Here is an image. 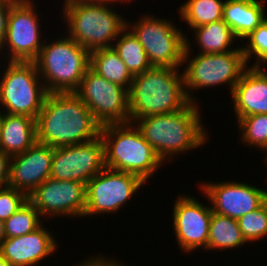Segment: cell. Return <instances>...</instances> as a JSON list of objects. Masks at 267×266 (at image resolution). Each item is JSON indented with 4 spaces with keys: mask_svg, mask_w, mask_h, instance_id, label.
Instances as JSON below:
<instances>
[{
    "mask_svg": "<svg viewBox=\"0 0 267 266\" xmlns=\"http://www.w3.org/2000/svg\"><path fill=\"white\" fill-rule=\"evenodd\" d=\"M102 125L74 93H47L36 118L37 142L56 148L100 137Z\"/></svg>",
    "mask_w": 267,
    "mask_h": 266,
    "instance_id": "1",
    "label": "cell"
},
{
    "mask_svg": "<svg viewBox=\"0 0 267 266\" xmlns=\"http://www.w3.org/2000/svg\"><path fill=\"white\" fill-rule=\"evenodd\" d=\"M196 104L190 102L181 110L130 119V122L152 146L157 156L169 162L172 156L202 147L209 139Z\"/></svg>",
    "mask_w": 267,
    "mask_h": 266,
    "instance_id": "2",
    "label": "cell"
},
{
    "mask_svg": "<svg viewBox=\"0 0 267 266\" xmlns=\"http://www.w3.org/2000/svg\"><path fill=\"white\" fill-rule=\"evenodd\" d=\"M179 68L151 67L134 75L128 91L130 119L168 114L185 108L190 100Z\"/></svg>",
    "mask_w": 267,
    "mask_h": 266,
    "instance_id": "3",
    "label": "cell"
},
{
    "mask_svg": "<svg viewBox=\"0 0 267 266\" xmlns=\"http://www.w3.org/2000/svg\"><path fill=\"white\" fill-rule=\"evenodd\" d=\"M63 3L61 12L68 24V36L89 52L112 47L128 22L104 0H69Z\"/></svg>",
    "mask_w": 267,
    "mask_h": 266,
    "instance_id": "4",
    "label": "cell"
},
{
    "mask_svg": "<svg viewBox=\"0 0 267 266\" xmlns=\"http://www.w3.org/2000/svg\"><path fill=\"white\" fill-rule=\"evenodd\" d=\"M100 137L106 168L137 175L146 183L165 163L132 122L103 125Z\"/></svg>",
    "mask_w": 267,
    "mask_h": 266,
    "instance_id": "5",
    "label": "cell"
},
{
    "mask_svg": "<svg viewBox=\"0 0 267 266\" xmlns=\"http://www.w3.org/2000/svg\"><path fill=\"white\" fill-rule=\"evenodd\" d=\"M47 93L75 92L90 66V52L69 36L44 42L33 61Z\"/></svg>",
    "mask_w": 267,
    "mask_h": 266,
    "instance_id": "6",
    "label": "cell"
},
{
    "mask_svg": "<svg viewBox=\"0 0 267 266\" xmlns=\"http://www.w3.org/2000/svg\"><path fill=\"white\" fill-rule=\"evenodd\" d=\"M186 38V48L183 56V65L188 63L183 70L184 87L190 102L196 103V98L191 93L193 90L228 84L230 94L235 85L240 81L244 72L248 69V62L240 49L218 54L198 53L190 58L191 45ZM189 89V90H188ZM191 91V92H190Z\"/></svg>",
    "mask_w": 267,
    "mask_h": 266,
    "instance_id": "7",
    "label": "cell"
},
{
    "mask_svg": "<svg viewBox=\"0 0 267 266\" xmlns=\"http://www.w3.org/2000/svg\"><path fill=\"white\" fill-rule=\"evenodd\" d=\"M0 79V106L9 114L36 120L47 91L34 62L7 61ZM7 110V111H6Z\"/></svg>",
    "mask_w": 267,
    "mask_h": 266,
    "instance_id": "8",
    "label": "cell"
},
{
    "mask_svg": "<svg viewBox=\"0 0 267 266\" xmlns=\"http://www.w3.org/2000/svg\"><path fill=\"white\" fill-rule=\"evenodd\" d=\"M155 17L144 15L138 22H128L126 26L138 38L152 67L183 66L186 35L181 28L172 24L171 19L168 21Z\"/></svg>",
    "mask_w": 267,
    "mask_h": 266,
    "instance_id": "9",
    "label": "cell"
},
{
    "mask_svg": "<svg viewBox=\"0 0 267 266\" xmlns=\"http://www.w3.org/2000/svg\"><path fill=\"white\" fill-rule=\"evenodd\" d=\"M74 93L102 126L130 122L128 90L106 80L90 68Z\"/></svg>",
    "mask_w": 267,
    "mask_h": 266,
    "instance_id": "10",
    "label": "cell"
},
{
    "mask_svg": "<svg viewBox=\"0 0 267 266\" xmlns=\"http://www.w3.org/2000/svg\"><path fill=\"white\" fill-rule=\"evenodd\" d=\"M32 0L15 1L9 9L7 30L0 51L7 49L9 61L33 62L44 41L40 40L39 17ZM36 12V13H35Z\"/></svg>",
    "mask_w": 267,
    "mask_h": 266,
    "instance_id": "11",
    "label": "cell"
},
{
    "mask_svg": "<svg viewBox=\"0 0 267 266\" xmlns=\"http://www.w3.org/2000/svg\"><path fill=\"white\" fill-rule=\"evenodd\" d=\"M144 183L137 175L105 167L86 184L84 217L115 214Z\"/></svg>",
    "mask_w": 267,
    "mask_h": 266,
    "instance_id": "12",
    "label": "cell"
},
{
    "mask_svg": "<svg viewBox=\"0 0 267 266\" xmlns=\"http://www.w3.org/2000/svg\"><path fill=\"white\" fill-rule=\"evenodd\" d=\"M105 168L101 137L83 144L53 148L50 177L84 184Z\"/></svg>",
    "mask_w": 267,
    "mask_h": 266,
    "instance_id": "13",
    "label": "cell"
},
{
    "mask_svg": "<svg viewBox=\"0 0 267 266\" xmlns=\"http://www.w3.org/2000/svg\"><path fill=\"white\" fill-rule=\"evenodd\" d=\"M28 200L43 217L67 215L81 218L86 209V184L49 177L29 195Z\"/></svg>",
    "mask_w": 267,
    "mask_h": 266,
    "instance_id": "14",
    "label": "cell"
},
{
    "mask_svg": "<svg viewBox=\"0 0 267 266\" xmlns=\"http://www.w3.org/2000/svg\"><path fill=\"white\" fill-rule=\"evenodd\" d=\"M199 186L210 201L212 212L237 220L267 200L266 190L238 181H208Z\"/></svg>",
    "mask_w": 267,
    "mask_h": 266,
    "instance_id": "15",
    "label": "cell"
},
{
    "mask_svg": "<svg viewBox=\"0 0 267 266\" xmlns=\"http://www.w3.org/2000/svg\"><path fill=\"white\" fill-rule=\"evenodd\" d=\"M211 206H206L196 198L178 196L173 206V228L180 250L192 252L198 248L207 249Z\"/></svg>",
    "mask_w": 267,
    "mask_h": 266,
    "instance_id": "16",
    "label": "cell"
},
{
    "mask_svg": "<svg viewBox=\"0 0 267 266\" xmlns=\"http://www.w3.org/2000/svg\"><path fill=\"white\" fill-rule=\"evenodd\" d=\"M53 147L36 142L23 153L11 156L8 186L28 197L50 177Z\"/></svg>",
    "mask_w": 267,
    "mask_h": 266,
    "instance_id": "17",
    "label": "cell"
},
{
    "mask_svg": "<svg viewBox=\"0 0 267 266\" xmlns=\"http://www.w3.org/2000/svg\"><path fill=\"white\" fill-rule=\"evenodd\" d=\"M43 224L26 235L6 238L0 244V256L13 266H37L56 252L55 237Z\"/></svg>",
    "mask_w": 267,
    "mask_h": 266,
    "instance_id": "18",
    "label": "cell"
},
{
    "mask_svg": "<svg viewBox=\"0 0 267 266\" xmlns=\"http://www.w3.org/2000/svg\"><path fill=\"white\" fill-rule=\"evenodd\" d=\"M267 67H253L244 72L231 92L236 119L267 114Z\"/></svg>",
    "mask_w": 267,
    "mask_h": 266,
    "instance_id": "19",
    "label": "cell"
},
{
    "mask_svg": "<svg viewBox=\"0 0 267 266\" xmlns=\"http://www.w3.org/2000/svg\"><path fill=\"white\" fill-rule=\"evenodd\" d=\"M37 142L36 120L4 113L0 134V151L9 156L23 153Z\"/></svg>",
    "mask_w": 267,
    "mask_h": 266,
    "instance_id": "20",
    "label": "cell"
},
{
    "mask_svg": "<svg viewBox=\"0 0 267 266\" xmlns=\"http://www.w3.org/2000/svg\"><path fill=\"white\" fill-rule=\"evenodd\" d=\"M265 0H226L223 7V20L235 36L243 39L265 19Z\"/></svg>",
    "mask_w": 267,
    "mask_h": 266,
    "instance_id": "21",
    "label": "cell"
},
{
    "mask_svg": "<svg viewBox=\"0 0 267 266\" xmlns=\"http://www.w3.org/2000/svg\"><path fill=\"white\" fill-rule=\"evenodd\" d=\"M89 68L106 80L129 91L134 76L113 47L90 52Z\"/></svg>",
    "mask_w": 267,
    "mask_h": 266,
    "instance_id": "22",
    "label": "cell"
},
{
    "mask_svg": "<svg viewBox=\"0 0 267 266\" xmlns=\"http://www.w3.org/2000/svg\"><path fill=\"white\" fill-rule=\"evenodd\" d=\"M193 31L195 42L200 47L199 53L218 54L241 48V46L231 48L235 39L238 38L223 19L195 27Z\"/></svg>",
    "mask_w": 267,
    "mask_h": 266,
    "instance_id": "23",
    "label": "cell"
},
{
    "mask_svg": "<svg viewBox=\"0 0 267 266\" xmlns=\"http://www.w3.org/2000/svg\"><path fill=\"white\" fill-rule=\"evenodd\" d=\"M246 243L237 219L212 213L206 250L238 249Z\"/></svg>",
    "mask_w": 267,
    "mask_h": 266,
    "instance_id": "24",
    "label": "cell"
},
{
    "mask_svg": "<svg viewBox=\"0 0 267 266\" xmlns=\"http://www.w3.org/2000/svg\"><path fill=\"white\" fill-rule=\"evenodd\" d=\"M116 40L112 47L133 76L152 67L143 46L127 26L120 32Z\"/></svg>",
    "mask_w": 267,
    "mask_h": 266,
    "instance_id": "25",
    "label": "cell"
},
{
    "mask_svg": "<svg viewBox=\"0 0 267 266\" xmlns=\"http://www.w3.org/2000/svg\"><path fill=\"white\" fill-rule=\"evenodd\" d=\"M222 0H188L178 8L179 15L191 29L223 19Z\"/></svg>",
    "mask_w": 267,
    "mask_h": 266,
    "instance_id": "26",
    "label": "cell"
},
{
    "mask_svg": "<svg viewBox=\"0 0 267 266\" xmlns=\"http://www.w3.org/2000/svg\"><path fill=\"white\" fill-rule=\"evenodd\" d=\"M40 213L27 200L21 208L4 221L6 238H14L33 232L42 225Z\"/></svg>",
    "mask_w": 267,
    "mask_h": 266,
    "instance_id": "27",
    "label": "cell"
},
{
    "mask_svg": "<svg viewBox=\"0 0 267 266\" xmlns=\"http://www.w3.org/2000/svg\"><path fill=\"white\" fill-rule=\"evenodd\" d=\"M241 140L267 153V114H255L237 119ZM267 158V155H266Z\"/></svg>",
    "mask_w": 267,
    "mask_h": 266,
    "instance_id": "28",
    "label": "cell"
},
{
    "mask_svg": "<svg viewBox=\"0 0 267 266\" xmlns=\"http://www.w3.org/2000/svg\"><path fill=\"white\" fill-rule=\"evenodd\" d=\"M246 242H256L267 236V200L257 209L241 216L238 220Z\"/></svg>",
    "mask_w": 267,
    "mask_h": 266,
    "instance_id": "29",
    "label": "cell"
},
{
    "mask_svg": "<svg viewBox=\"0 0 267 266\" xmlns=\"http://www.w3.org/2000/svg\"><path fill=\"white\" fill-rule=\"evenodd\" d=\"M248 42L242 46L243 53L250 63V59L256 56V61L253 67H265L267 65V19L258 25L248 36L244 38Z\"/></svg>",
    "mask_w": 267,
    "mask_h": 266,
    "instance_id": "30",
    "label": "cell"
},
{
    "mask_svg": "<svg viewBox=\"0 0 267 266\" xmlns=\"http://www.w3.org/2000/svg\"><path fill=\"white\" fill-rule=\"evenodd\" d=\"M28 200L23 192L6 186L0 188V220L5 221Z\"/></svg>",
    "mask_w": 267,
    "mask_h": 266,
    "instance_id": "31",
    "label": "cell"
},
{
    "mask_svg": "<svg viewBox=\"0 0 267 266\" xmlns=\"http://www.w3.org/2000/svg\"><path fill=\"white\" fill-rule=\"evenodd\" d=\"M14 2V0H0V45L5 38L9 9Z\"/></svg>",
    "mask_w": 267,
    "mask_h": 266,
    "instance_id": "32",
    "label": "cell"
},
{
    "mask_svg": "<svg viewBox=\"0 0 267 266\" xmlns=\"http://www.w3.org/2000/svg\"><path fill=\"white\" fill-rule=\"evenodd\" d=\"M11 156L0 151V188L8 186Z\"/></svg>",
    "mask_w": 267,
    "mask_h": 266,
    "instance_id": "33",
    "label": "cell"
},
{
    "mask_svg": "<svg viewBox=\"0 0 267 266\" xmlns=\"http://www.w3.org/2000/svg\"><path fill=\"white\" fill-rule=\"evenodd\" d=\"M100 256V257H99ZM98 257L88 258V260L81 261L79 264L75 266H115L117 261L113 259H106L99 255Z\"/></svg>",
    "mask_w": 267,
    "mask_h": 266,
    "instance_id": "34",
    "label": "cell"
},
{
    "mask_svg": "<svg viewBox=\"0 0 267 266\" xmlns=\"http://www.w3.org/2000/svg\"><path fill=\"white\" fill-rule=\"evenodd\" d=\"M6 239L4 231V221L0 220V244Z\"/></svg>",
    "mask_w": 267,
    "mask_h": 266,
    "instance_id": "35",
    "label": "cell"
},
{
    "mask_svg": "<svg viewBox=\"0 0 267 266\" xmlns=\"http://www.w3.org/2000/svg\"><path fill=\"white\" fill-rule=\"evenodd\" d=\"M0 266H13L9 261L0 256Z\"/></svg>",
    "mask_w": 267,
    "mask_h": 266,
    "instance_id": "36",
    "label": "cell"
},
{
    "mask_svg": "<svg viewBox=\"0 0 267 266\" xmlns=\"http://www.w3.org/2000/svg\"><path fill=\"white\" fill-rule=\"evenodd\" d=\"M104 1H105L106 3H109V4H110V3H111V4H112V3L115 4V2H117V3L120 2V3H121V2H124V1H126V3H127V2L129 3V2H130V0H104ZM131 1H132V0H131Z\"/></svg>",
    "mask_w": 267,
    "mask_h": 266,
    "instance_id": "37",
    "label": "cell"
},
{
    "mask_svg": "<svg viewBox=\"0 0 267 266\" xmlns=\"http://www.w3.org/2000/svg\"><path fill=\"white\" fill-rule=\"evenodd\" d=\"M3 119H4V112L1 113L0 111V134H1V127H2Z\"/></svg>",
    "mask_w": 267,
    "mask_h": 266,
    "instance_id": "38",
    "label": "cell"
},
{
    "mask_svg": "<svg viewBox=\"0 0 267 266\" xmlns=\"http://www.w3.org/2000/svg\"><path fill=\"white\" fill-rule=\"evenodd\" d=\"M116 266H127V265H124V264H122L120 262L118 263V261H117Z\"/></svg>",
    "mask_w": 267,
    "mask_h": 266,
    "instance_id": "39",
    "label": "cell"
}]
</instances>
